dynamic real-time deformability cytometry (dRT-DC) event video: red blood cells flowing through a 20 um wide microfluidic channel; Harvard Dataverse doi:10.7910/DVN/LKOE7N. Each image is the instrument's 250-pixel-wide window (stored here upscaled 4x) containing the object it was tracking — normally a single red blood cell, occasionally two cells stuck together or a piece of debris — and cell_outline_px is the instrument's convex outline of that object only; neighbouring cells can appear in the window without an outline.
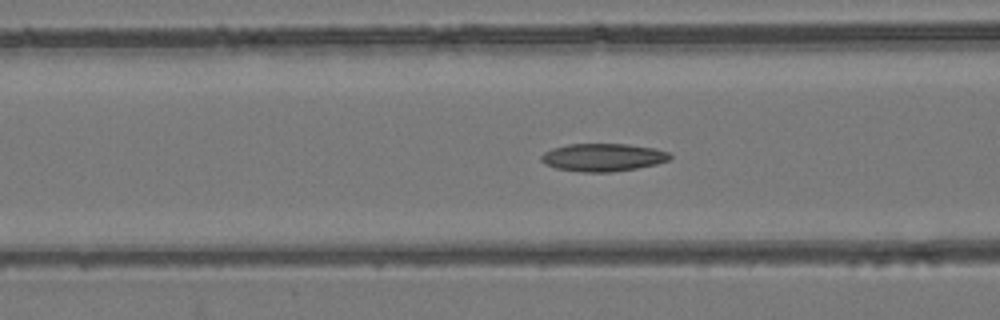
{"species": "common noctule bat (a hibernating species)", "species_latin": "Nyctalus noctula", "temperature_condition": "room temperature", "stored_images_in_passage": 54, "camera_frame_rate_fps": 3000, "um_per_image_px": 0.085, "animal": {"sex": "female", "body_mass_g": 24.6, "forearm_length_mm": 56.2}, "frame": {"image": 1, "passage_image": 22, "time_ms": 7.0, "image_size_px": [1000, 320], "cell_outline_px": [[672, 156], [668, 160], [656, 164], [636, 168], [612, 172], [580, 172], [556, 168], [544, 164], [540, 160], [540, 156], [544, 152], [552, 148], [568, 144], [628, 144], [656, 148], [668, 152]], "centroid_in_image_um": [51.23, 13.37], "position_along_channel_um": 115.4, "area_um2": 20.98}}
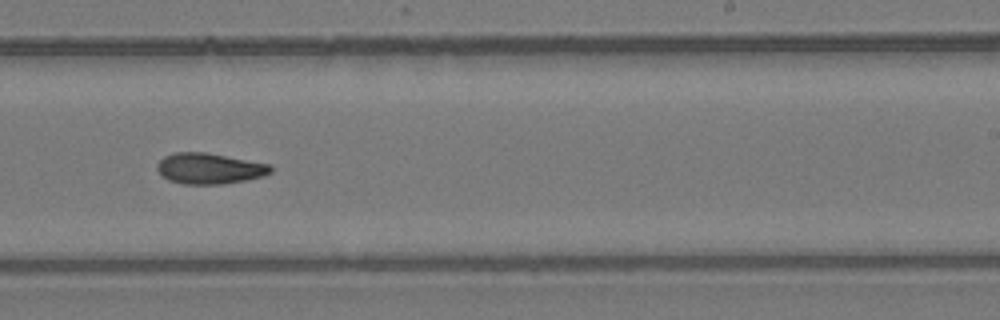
{"frame": {"image": 2, "passage_image": 34, "time_ms": 11.0, "image_size_px": [1000, 320], "cell_outline_px": [[272, 172], [264, 176], [244, 180], [220, 184], [184, 184], [168, 180], [160, 176], [156, 168], [156, 164], [164, 156], [176, 152], [204, 152], [272, 164]], "centroid_in_image_um": [17.78, 14.32], "position_along_channel_um": 271.2, "area_um2": 20.52}}
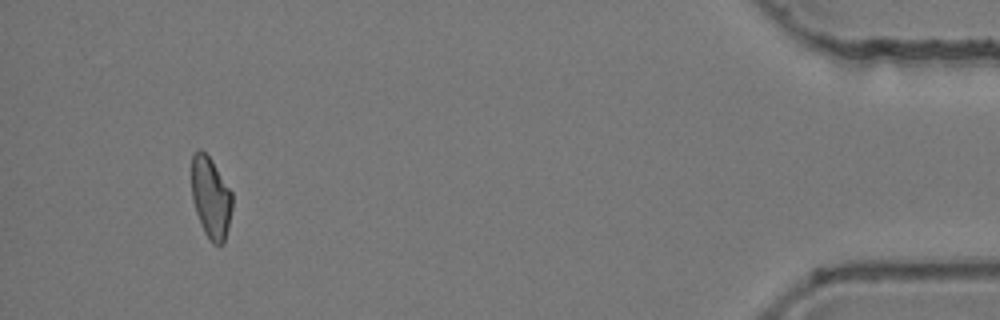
{"frame": {"image": 3, "passage_image": 51, "time_ms": 16.667, "image_size_px": [1000, 320], "cell_outline_px": [[232, 208], [228, 228], [224, 244], [212, 244], [208, 240], [200, 224], [192, 200], [192, 152], [196, 148], [200, 148], [212, 160], [232, 192]], "centroid_in_image_um": [17.91, 16.8], "position_along_channel_um": 417.3, "area_um2": 19.54}}